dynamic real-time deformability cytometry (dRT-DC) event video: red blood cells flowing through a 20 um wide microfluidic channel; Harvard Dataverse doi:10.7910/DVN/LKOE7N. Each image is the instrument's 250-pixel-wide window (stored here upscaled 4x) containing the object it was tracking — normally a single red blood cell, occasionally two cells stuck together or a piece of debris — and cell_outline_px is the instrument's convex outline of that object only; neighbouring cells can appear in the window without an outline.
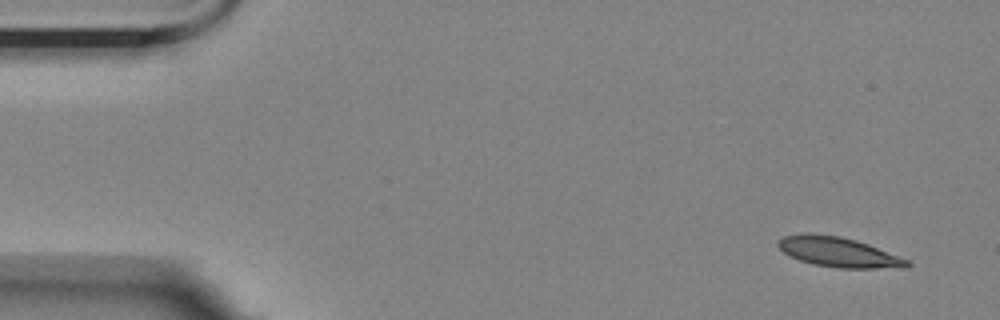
{"species": "Egyptian fruit bat (a non-hibernating species)", "species_latin": "Rousettus aegyptiacus", "temperature_condition": "room temperature", "stored_images_in_passage": 5, "camera_frame_rate_fps": 3000, "um_per_image_px": 0.085, "animal": {"sex": "female"}, "frame": {"image": 1, "passage_image": 1, "time_ms": 0.0, "image_size_px": [1000, 320], "cell_outline_px": [[912, 264], [908, 268], [840, 268], [812, 264], [788, 256], [776, 244], [776, 240], [784, 236], [800, 232], [812, 232], [840, 236], [856, 240], [868, 244], [908, 260]], "centroid_in_image_um": [71.22, 21.41], "position_along_channel_um": 13.8, "area_um2": 22.77}}
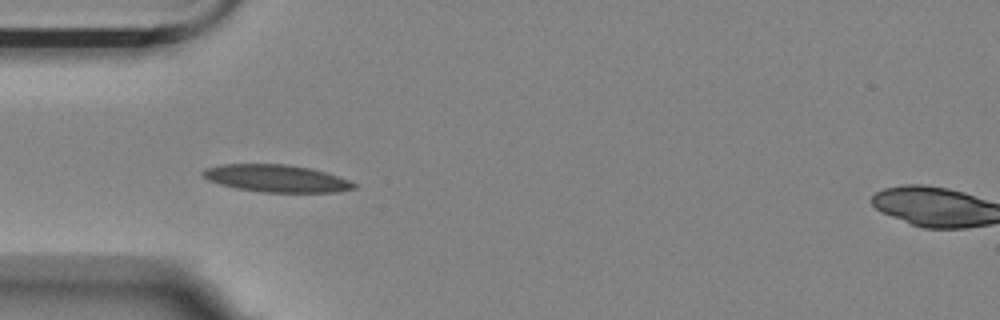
{"frame": {"image": 2, "passage_image": 5, "time_ms": 1.333, "image_size_px": [1000, 320], "cell_outline_px": [[356, 188], [336, 192], [260, 192], [236, 188], [220, 184], [208, 180], [200, 176], [200, 172], [204, 168], [220, 164], [288, 164], [308, 168], [324, 172], [348, 180], [356, 184]], "centroid_in_image_um": [23.41, 15.16], "position_along_channel_um": 61.6, "area_um2": 24.04}}